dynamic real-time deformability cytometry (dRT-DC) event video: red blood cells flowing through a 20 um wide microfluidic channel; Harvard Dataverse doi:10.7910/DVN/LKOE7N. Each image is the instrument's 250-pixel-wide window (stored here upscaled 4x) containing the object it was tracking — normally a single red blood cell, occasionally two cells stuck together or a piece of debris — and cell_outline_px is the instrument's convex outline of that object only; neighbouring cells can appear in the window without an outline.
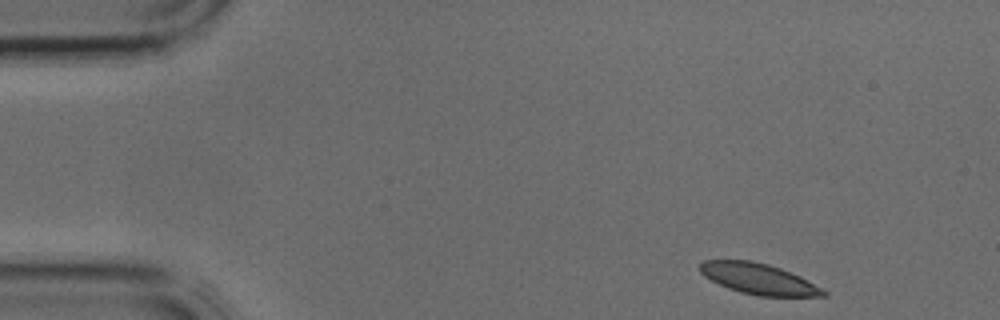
{"species": "common noctule bat (a hibernating species)", "species_latin": "Nyctalus noctula", "temperature_condition": "cold", "stored_images_in_passage": 3, "camera_frame_rate_fps": 3000, "um_per_image_px": 0.085, "animal": {"sex": "male", "body_mass_g": 17.9, "forearm_length_mm": 54.2}, "frame": {"image": 1, "passage_image": 1, "time_ms": 0.0, "image_size_px": [1000, 320], "cell_outline_px": [[828, 296], [756, 296], [740, 292], [728, 288], [704, 276], [700, 272], [700, 264], [704, 260], [752, 260], [768, 264], [780, 268], [800, 276], [828, 292]], "centroid_in_image_um": [64.48, 23.7], "position_along_channel_um": 20.5, "area_um2": 22.08}}
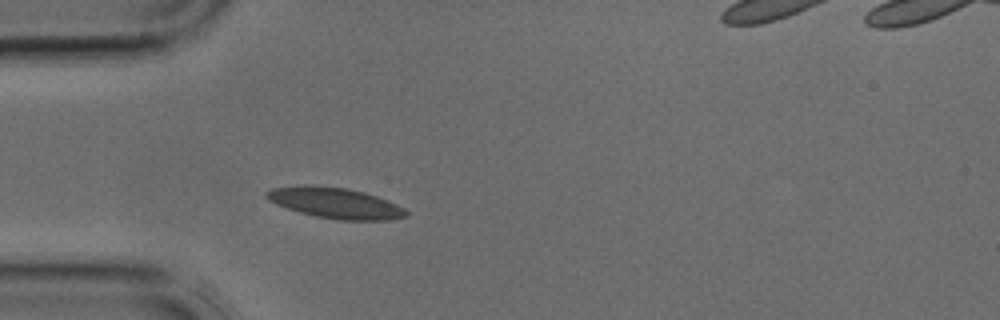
{"frame": {"image": 2, "passage_image": 3, "time_ms": 0.667, "image_size_px": [1000, 320], "cell_outline_px": [[408, 216], [384, 220], [340, 220], [316, 216], [300, 212], [276, 204], [268, 200], [264, 196], [264, 192], [272, 188], [304, 184], [348, 188], [364, 192], [388, 200], [404, 208], [408, 212]], "centroid_in_image_um": [28.47, 17.24], "position_along_channel_um": 56.5, "area_um2": 25.03}}